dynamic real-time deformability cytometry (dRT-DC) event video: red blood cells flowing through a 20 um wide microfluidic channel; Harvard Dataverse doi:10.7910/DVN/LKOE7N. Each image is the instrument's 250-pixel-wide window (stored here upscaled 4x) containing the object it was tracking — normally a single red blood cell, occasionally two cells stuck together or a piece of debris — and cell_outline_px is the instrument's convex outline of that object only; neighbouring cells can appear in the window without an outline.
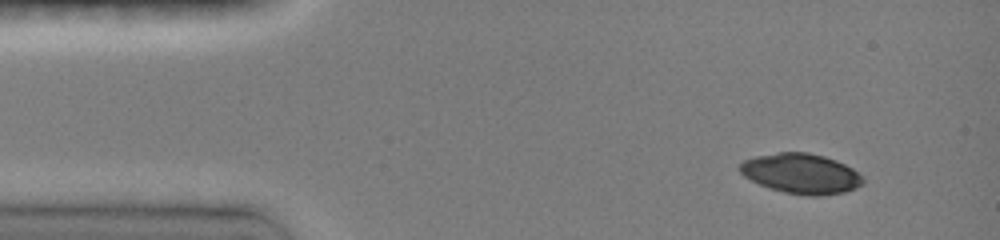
{"species": "common noctule bat (a hibernating species)", "species_latin": "Nyctalus noctula", "temperature_condition": "room temperature", "stored_images_in_passage": 43, "camera_frame_rate_fps": 3000, "um_per_image_px": 0.085, "animal": {"sex": "female", "body_mass_g": 19.0, "forearm_length_mm": 51.5}, "frame": {"image": 1, "passage_image": 1, "time_ms": 0.0, "image_size_px": [1000, 240], "cell_outline_px": [[864, 184], [856, 188], [844, 192], [820, 196], [808, 196], [784, 192], [768, 188], [744, 176], [740, 172], [740, 164], [744, 160], [756, 156], [780, 152], [808, 152], [824, 156], [836, 160], [852, 168], [864, 176]], "centroid_in_image_um": [68.13, 14.76], "position_along_channel_um": 16.9, "area_um2": 28.84}}
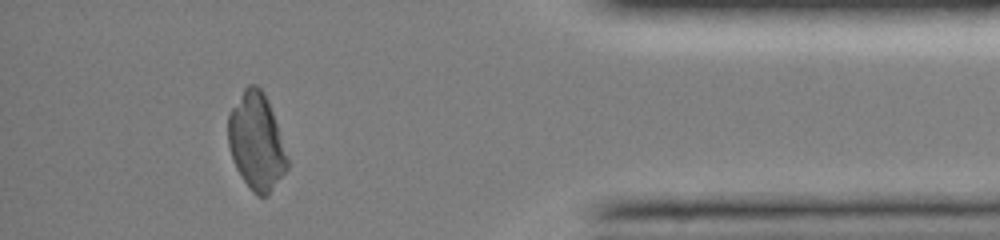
{"frame": {"image": 2, "passage_image": 38, "time_ms": 12.333, "image_size_px": [1000, 240], "cell_outline_px": [[288, 168], [268, 196], [256, 196], [252, 192], [236, 168], [232, 160], [228, 144], [228, 112], [244, 88], [248, 84], [256, 84], [264, 92], [268, 100], [288, 156]], "centroid_in_image_um": [21.78, 12.03], "position_along_channel_um": 413.4, "area_um2": 33.58}}